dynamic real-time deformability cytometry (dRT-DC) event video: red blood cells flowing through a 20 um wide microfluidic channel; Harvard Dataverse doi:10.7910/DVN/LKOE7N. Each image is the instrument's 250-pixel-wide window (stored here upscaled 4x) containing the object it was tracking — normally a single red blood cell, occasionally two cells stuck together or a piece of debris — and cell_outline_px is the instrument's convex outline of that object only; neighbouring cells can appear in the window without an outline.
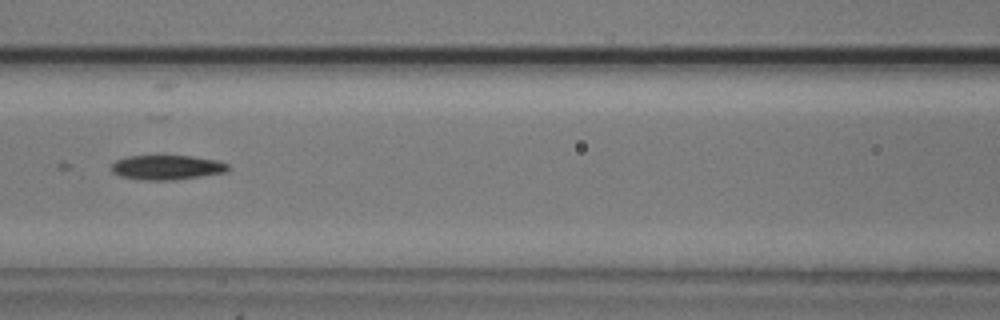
{"species": "common noctule bat (a hibernating species)", "species_latin": "Nyctalus noctula", "temperature_condition": "cold", "stored_images_in_passage": 9, "camera_frame_rate_fps": 3000, "um_per_image_px": 0.085, "animal": {"sex": "male", "body_mass_g": 20.5, "forearm_length_mm": 52.5}, "frame": {"image": 1, "passage_image": 6, "time_ms": 6.667, "image_size_px": [1000, 320], "cell_outline_px": [[232, 168], [228, 172], [172, 180], [144, 180], [120, 176], [112, 172], [112, 164], [116, 160], [128, 156], [192, 156], [220, 160], [228, 164]], "centroid_in_image_um": [14.25, 14.22], "position_along_channel_um": 152.4, "area_um2": 16.82}}